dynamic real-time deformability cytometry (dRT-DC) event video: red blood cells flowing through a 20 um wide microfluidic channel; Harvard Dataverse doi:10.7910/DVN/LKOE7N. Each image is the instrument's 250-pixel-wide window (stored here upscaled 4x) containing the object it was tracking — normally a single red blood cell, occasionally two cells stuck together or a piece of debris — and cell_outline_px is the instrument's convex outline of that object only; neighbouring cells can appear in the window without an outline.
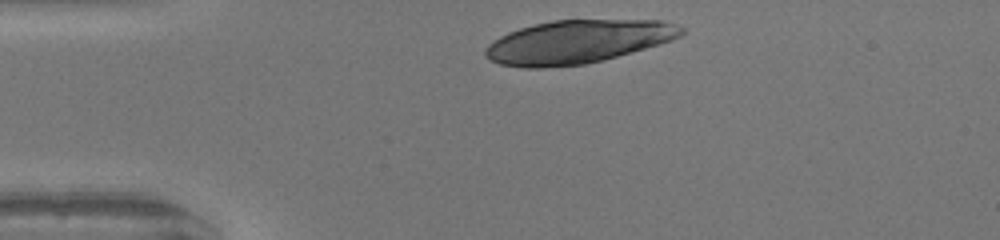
{"species": "human", "species_latin": "Homo sapiens", "temperature_condition": "warm", "stored_images_in_passage": 29, "camera_frame_rate_fps": 3000, "um_per_image_px": 0.085, "donor": {"sex": "female"}, "frame": {"image": 1, "passage_image": 1, "time_ms": 0.0, "image_size_px": [1000, 240], "cell_outline_px": [[684, 32], [680, 36], [672, 40], [660, 44], [616, 56], [584, 64], [540, 68], [524, 68], [500, 64], [488, 60], [484, 56], [484, 48], [488, 44], [500, 36], [508, 32], [532, 24], [552, 20], [660, 20], [684, 28]], "centroid_in_image_um": [49.03, 3.55], "position_along_channel_um": 36.0, "area_um2": 49.36}}